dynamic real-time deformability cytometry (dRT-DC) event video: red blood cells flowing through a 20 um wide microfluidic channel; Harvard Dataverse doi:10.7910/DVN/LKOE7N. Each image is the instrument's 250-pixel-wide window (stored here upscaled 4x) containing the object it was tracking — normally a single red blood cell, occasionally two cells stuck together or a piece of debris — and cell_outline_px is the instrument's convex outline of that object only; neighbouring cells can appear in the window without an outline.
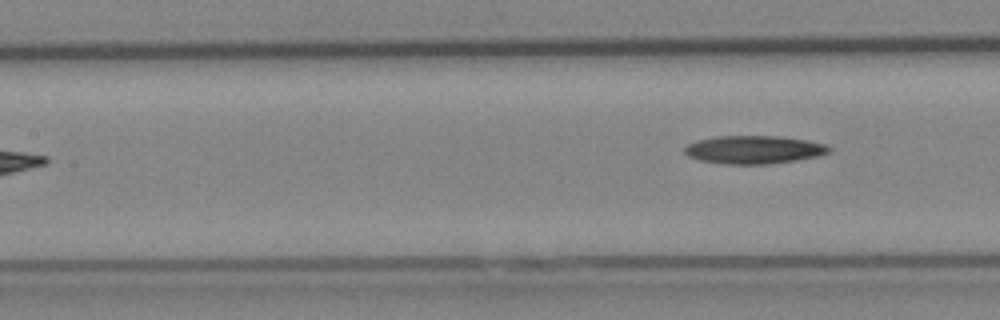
{"species": "Egyptian fruit bat (a non-hibernating species)", "species_latin": "Rousettus aegyptiacus", "temperature_condition": "cold", "stored_images_in_passage": 6, "segment_of_instrument_passage": [2, 2], "camera_frame_rate_fps": 3000, "um_per_image_px": 0.085, "animal": {"sex": "female"}, "frame": {"image": 1, "passage_image": 6, "time_ms": 6.0, "image_size_px": [1000, 320], "cell_outline_px": [[832, 152], [820, 156], [796, 160], [768, 164], [720, 164], [700, 160], [688, 156], [684, 152], [684, 148], [688, 144], [696, 140], [716, 136], [780, 136], [808, 140], [824, 144], [832, 148]], "centroid_in_image_um": [64.1, 12.72], "position_along_channel_um": 143.3, "area_um2": 23.93}}